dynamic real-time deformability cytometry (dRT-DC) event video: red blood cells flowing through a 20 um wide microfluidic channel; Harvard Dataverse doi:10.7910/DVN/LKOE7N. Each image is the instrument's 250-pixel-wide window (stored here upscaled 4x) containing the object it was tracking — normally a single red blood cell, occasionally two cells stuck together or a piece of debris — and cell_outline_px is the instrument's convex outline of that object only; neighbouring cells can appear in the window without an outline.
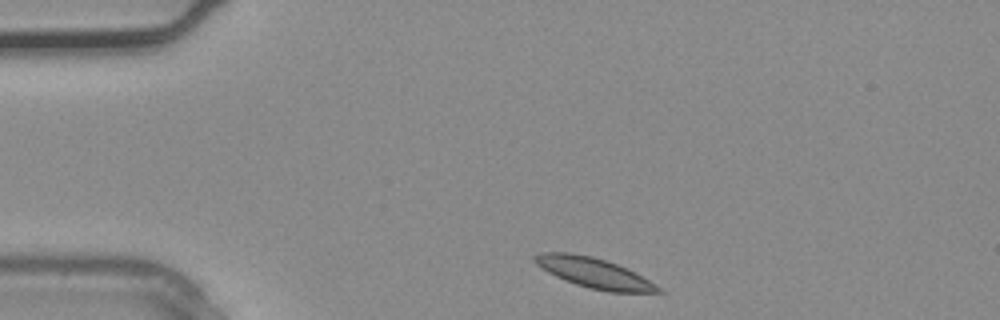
{"species": "common noctule bat (a hibernating species)", "species_latin": "Nyctalus noctula", "temperature_condition": "warm", "stored_images_in_passage": 3, "segment_of_instrument_passage": [1, 2], "camera_frame_rate_fps": 3000, "um_per_image_px": 0.085, "animal": {"sex": "male", "body_mass_g": 20.4}, "frame": {"image": 1, "passage_image": 1, "time_ms": 0.0, "image_size_px": [1000, 320], "cell_outline_px": [[664, 292], [608, 292], [588, 288], [564, 280], [540, 268], [532, 260], [532, 256], [540, 252], [572, 252], [592, 256], [616, 264], [656, 284]], "centroid_in_image_um": [50.4, 23.18], "position_along_channel_um": 34.6, "area_um2": 21.5}}